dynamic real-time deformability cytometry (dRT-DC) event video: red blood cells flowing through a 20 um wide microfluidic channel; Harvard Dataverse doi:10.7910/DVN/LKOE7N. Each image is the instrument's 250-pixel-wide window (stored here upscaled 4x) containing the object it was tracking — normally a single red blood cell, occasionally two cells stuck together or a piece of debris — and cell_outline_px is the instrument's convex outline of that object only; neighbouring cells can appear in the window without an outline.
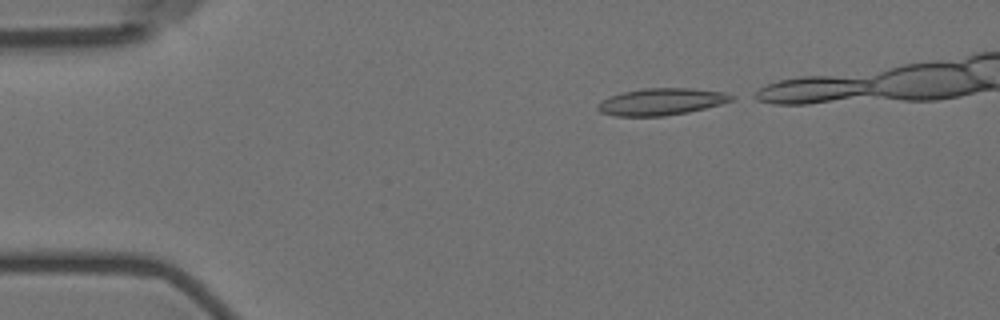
{"species": "Egyptian fruit bat (a non-hibernating species)", "species_latin": "Rousettus aegyptiacus", "temperature_condition": "room temperature", "stored_images_in_passage": 4, "camera_frame_rate_fps": 3000, "um_per_image_px": 0.085, "animal": {"sex": "female"}, "frame": {"image": 1, "passage_image": 1, "time_ms": 0.0, "image_size_px": [1000, 320], "cell_outline_px": [[736, 96], [732, 100], [720, 104], [688, 112], [664, 116], [616, 116], [600, 112], [596, 108], [596, 104], [608, 96], [624, 92], [644, 88], [692, 88], [724, 92]], "centroid_in_image_um": [56.18, 8.64], "position_along_channel_um": 28.8, "area_um2": 20.98}}